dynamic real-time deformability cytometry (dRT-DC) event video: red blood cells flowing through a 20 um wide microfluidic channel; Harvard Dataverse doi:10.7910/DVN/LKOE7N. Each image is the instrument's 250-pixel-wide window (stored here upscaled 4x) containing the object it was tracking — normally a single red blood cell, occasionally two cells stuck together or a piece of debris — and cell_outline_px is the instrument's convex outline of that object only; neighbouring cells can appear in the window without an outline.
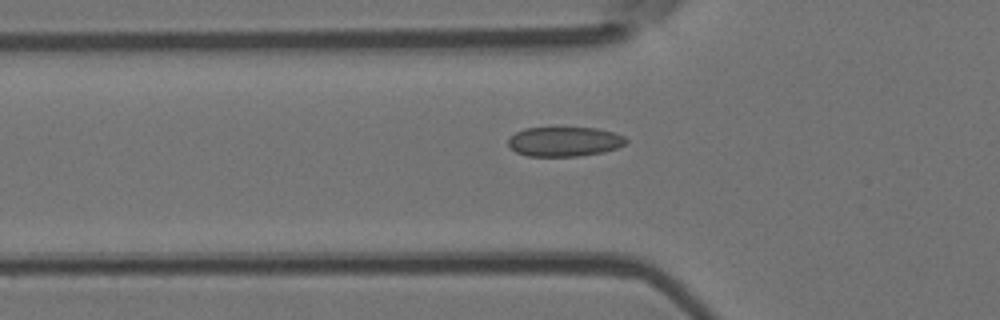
{"species": "Egyptian fruit bat (a non-hibernating species)", "species_latin": "Rousettus aegyptiacus", "temperature_condition": "room temperature", "stored_images_in_passage": 46, "camera_frame_rate_fps": 3000, "um_per_image_px": 0.085, "animal": {"sex": "female"}, "frame": {"image": 1, "passage_image": 17, "time_ms": 5.333, "image_size_px": [1000, 320], "cell_outline_px": [[628, 140], [624, 144], [616, 148], [604, 152], [576, 156], [528, 156], [516, 152], [508, 144], [508, 140], [516, 132], [524, 128], [596, 128], [616, 132], [624, 136]], "centroid_in_image_um": [48.0, 12.03], "position_along_channel_um": 77.8, "area_um2": 20.23}}
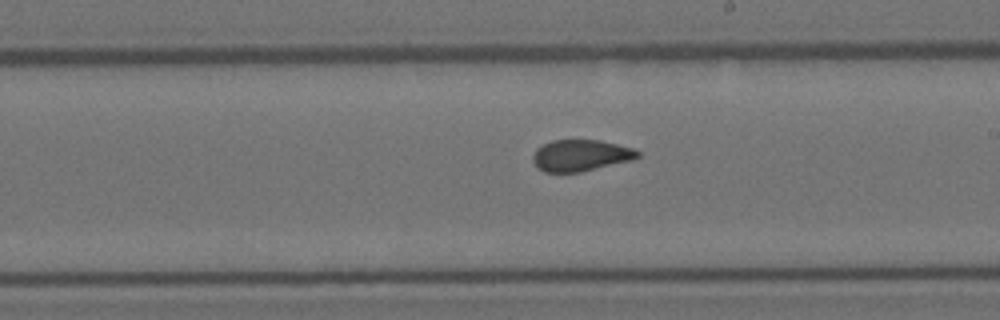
{"frame": {"image": 2, "passage_image": 29, "time_ms": 9.333, "image_size_px": [1000, 320], "cell_outline_px": [[640, 156], [632, 160], [580, 172], [544, 172], [536, 168], [532, 160], [532, 156], [536, 148], [552, 140], [600, 140], [632, 148], [640, 152]], "centroid_in_image_um": [49.32, 13.21], "position_along_channel_um": 239.7, "area_um2": 19.25}}
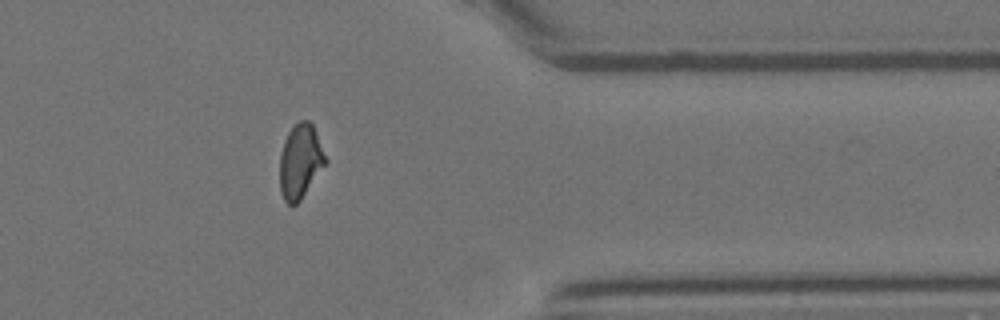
{"frame": {"image": 3, "passage_image": 41, "time_ms": 13.333, "image_size_px": [1000, 320], "cell_outline_px": [[328, 160], [300, 200], [292, 208], [284, 200], [280, 192], [280, 156], [284, 140], [288, 132], [300, 120], [308, 120], [312, 124]], "centroid_in_image_um": [25.51, 13.74], "position_along_channel_um": 385.9, "area_um2": 19.65}, "authors_computed_cell_mechanics": {"area_um2": 20.3167, "velocity_mm_per_s": 4.0256, "shape_relaxation_time_tau1_ms": null, "shape_relaxation_time_tau2_ms": 1.1994, "deformation_change_tau1": null, "deformation_change_tau2": 0.057}}